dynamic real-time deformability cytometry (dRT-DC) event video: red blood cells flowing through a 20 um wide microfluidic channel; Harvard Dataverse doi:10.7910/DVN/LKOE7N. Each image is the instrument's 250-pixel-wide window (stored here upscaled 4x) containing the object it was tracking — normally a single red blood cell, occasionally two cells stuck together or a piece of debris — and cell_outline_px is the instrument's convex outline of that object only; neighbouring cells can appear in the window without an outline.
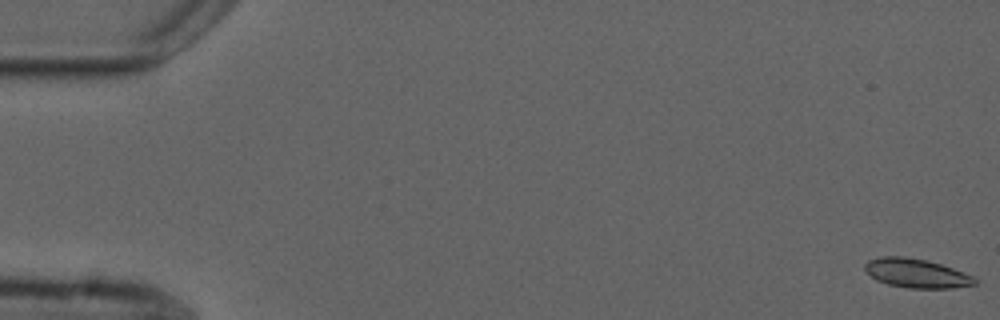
{"species": "common noctule bat (a hibernating species)", "species_latin": "Nyctalus noctula", "temperature_condition": "cold", "stored_images_in_passage": 6, "camera_frame_rate_fps": 3000, "um_per_image_px": 0.085, "animal": {"sex": "male", "forearm_length_mm": 52.5}, "frame": {"image": 1, "passage_image": 1, "time_ms": 0.0, "image_size_px": [1000, 320], "cell_outline_px": [[976, 284], [952, 288], [908, 288], [888, 284], [876, 280], [864, 268], [864, 264], [868, 260], [884, 256], [904, 256], [924, 260], [940, 264], [964, 272], [972, 276], [976, 280]], "centroid_in_image_um": [77.88, 23.23], "position_along_channel_um": 7.1, "area_um2": 18.38}}
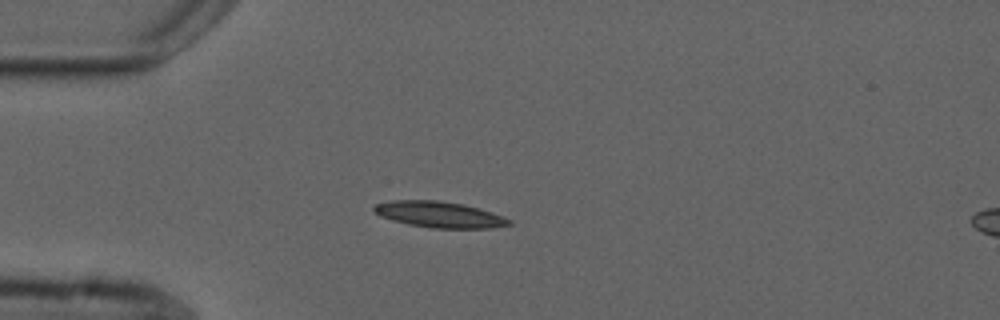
{"frame": {"image": 2, "passage_image": 5, "time_ms": 4.667, "image_size_px": [1000, 320], "cell_outline_px": [[512, 224], [492, 228], [432, 228], [408, 224], [392, 220], [380, 216], [372, 208], [376, 204], [392, 200], [436, 200], [464, 204], [492, 212], [504, 216], [512, 220]], "centroid_in_image_um": [37.37, 18.23], "position_along_channel_um": 47.6, "area_um2": 20.52}}